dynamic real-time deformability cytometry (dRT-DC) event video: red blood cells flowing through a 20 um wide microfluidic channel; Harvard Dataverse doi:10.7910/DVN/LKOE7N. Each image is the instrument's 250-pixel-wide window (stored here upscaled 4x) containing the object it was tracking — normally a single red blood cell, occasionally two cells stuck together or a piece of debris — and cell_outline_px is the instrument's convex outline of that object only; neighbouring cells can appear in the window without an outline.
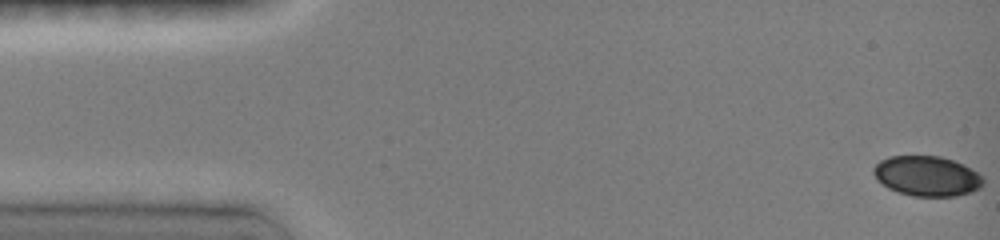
{"species": "common noctule bat (a hibernating species)", "species_latin": "Nyctalus noctula", "temperature_condition": "room temperature", "stored_images_in_passage": 48, "camera_frame_rate_fps": 3000, "um_per_image_px": 0.085, "animal": {"sex": "female", "body_mass_g": 19.0, "forearm_length_mm": 51.5}, "frame": {"image": 1, "passage_image": 1, "time_ms": 0.0, "image_size_px": [1000, 240], "cell_outline_px": [[984, 184], [980, 188], [956, 196], [912, 196], [896, 192], [888, 188], [876, 180], [872, 172], [872, 168], [880, 160], [888, 156], [940, 156], [964, 164], [976, 172], [984, 180]], "centroid_in_image_um": [78.74, 14.96], "position_along_channel_um": 6.3, "area_um2": 25.72}}
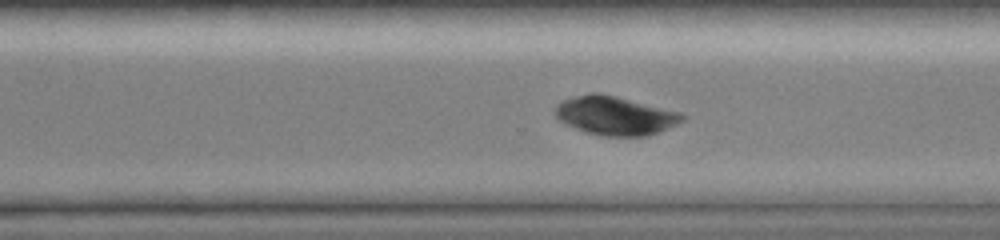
{"frame": {"image": 2, "passage_image": 34, "time_ms": 11.0, "image_size_px": [1000, 240], "cell_outline_px": [[684, 120], [660, 132], [648, 136], [604, 136], [588, 132], [564, 124], [556, 116], [556, 104], [564, 100], [576, 96], [592, 92], [600, 92], [680, 112], [684, 116]], "centroid_in_image_um": [52.29, 9.83], "position_along_channel_um": 318.3, "area_um2": 28.5}}
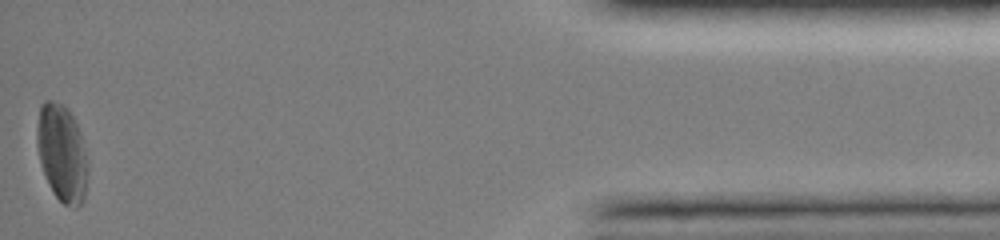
{"frame": {"image": 3, "passage_image": 48, "time_ms": 15.667, "image_size_px": [1000, 240], "cell_outline_px": [[88, 168], [84, 200], [76, 208], [64, 204], [52, 192], [48, 184], [40, 164], [36, 144], [36, 132], [40, 104], [44, 100], [52, 100], [64, 104], [68, 108], [80, 132], [88, 160]], "centroid_in_image_um": [5.25, 13.0], "position_along_channel_um": 429.9, "area_um2": 29.19}, "authors_computed_cell_mechanics": {"area_um2": 28.4954, "velocity_mm_per_s": 3.988, "shape_relaxation_time_tau1_ms": 1.2262, "shape_relaxation_time_tau2_ms": null, "deformation_change_tau1": 0.0516, "deformation_change_tau2": null}}